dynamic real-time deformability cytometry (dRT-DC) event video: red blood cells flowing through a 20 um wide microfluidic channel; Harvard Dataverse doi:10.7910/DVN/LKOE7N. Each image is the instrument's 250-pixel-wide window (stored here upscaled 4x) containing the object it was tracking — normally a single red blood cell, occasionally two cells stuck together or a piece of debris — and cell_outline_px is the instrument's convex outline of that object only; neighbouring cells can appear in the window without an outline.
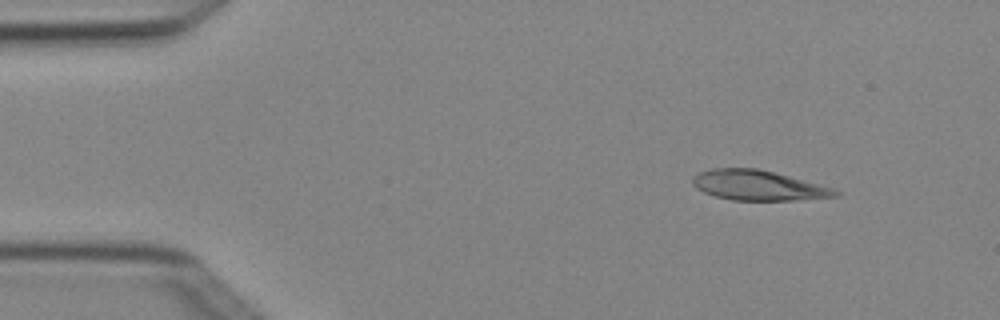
{"species": "Egyptian fruit bat (a non-hibernating species)", "species_latin": "Rousettus aegyptiacus", "temperature_condition": "cold", "stored_images_in_passage": 2, "camera_frame_rate_fps": 3000, "um_per_image_px": 0.085, "animal": {"sex": "female"}, "frame": {"image": 1, "passage_image": 1, "time_ms": 0.0, "image_size_px": [1000, 320], "cell_outline_px": [[840, 196], [796, 200], [732, 200], [716, 196], [704, 192], [696, 188], [692, 184], [692, 180], [700, 172], [712, 168], [756, 168], [788, 176], [832, 188], [840, 192]], "centroid_in_image_um": [64.43, 15.76], "position_along_channel_um": 20.6, "area_um2": 24.57}}